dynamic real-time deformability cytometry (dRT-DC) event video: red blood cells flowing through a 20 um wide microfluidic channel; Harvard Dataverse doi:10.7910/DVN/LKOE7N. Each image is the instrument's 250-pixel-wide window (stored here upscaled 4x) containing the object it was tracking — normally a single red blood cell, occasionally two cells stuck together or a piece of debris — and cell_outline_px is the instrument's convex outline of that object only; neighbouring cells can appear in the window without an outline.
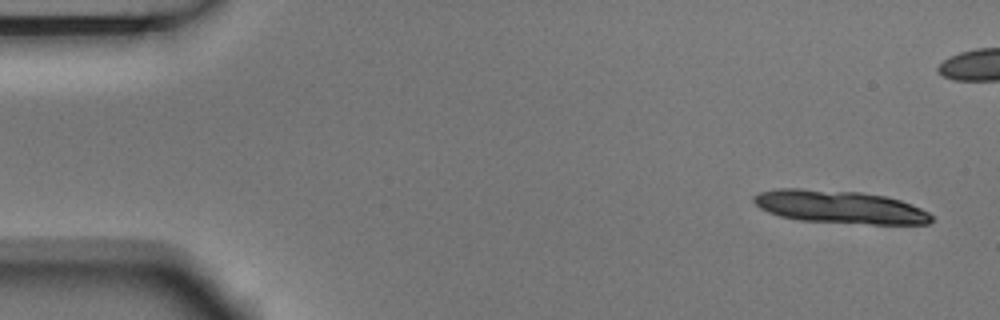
{"species": "Egyptian fruit bat (a non-hibernating species)", "species_latin": "Rousettus aegyptiacus", "temperature_condition": "room temperature", "stored_images_in_passage": 6, "camera_frame_rate_fps": 3000, "um_per_image_px": 0.085, "animal": {"sex": "male"}, "frame": {"image": 1, "passage_image": 1, "time_ms": 0.0, "image_size_px": [1000, 320], "cell_outline_px": [[932, 220], [928, 224], [868, 224], [800, 220], [780, 216], [768, 212], [760, 208], [752, 200], [752, 196], [760, 192], [776, 188], [800, 188], [860, 192], [888, 196], [912, 204], [928, 212], [932, 216]], "centroid_in_image_um": [71.37, 17.58], "position_along_channel_um": 13.6, "area_um2": 34.28}}
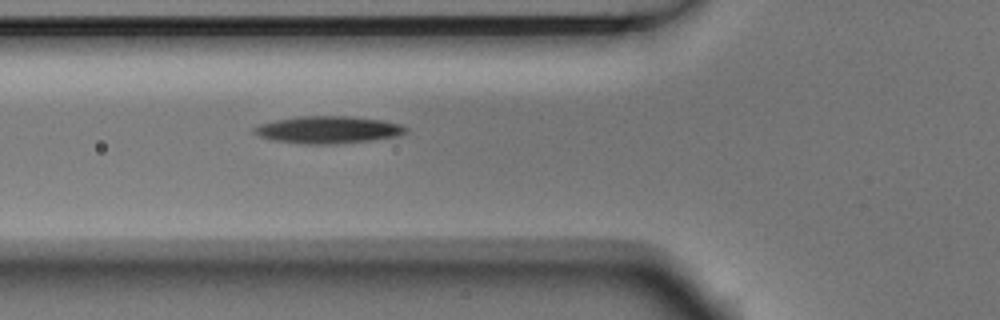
{"frame": {"image": 2, "passage_image": 6, "time_ms": 1.667, "image_size_px": [1000, 320], "cell_outline_px": [[408, 132], [396, 136], [372, 140], [336, 144], [300, 144], [276, 140], [260, 136], [252, 132], [252, 128], [260, 124], [276, 120], [296, 116], [352, 116], [384, 120], [404, 124], [408, 128]], "centroid_in_image_um": [27.94, 11.02], "position_along_channel_um": 97.9, "area_um2": 24.33}}